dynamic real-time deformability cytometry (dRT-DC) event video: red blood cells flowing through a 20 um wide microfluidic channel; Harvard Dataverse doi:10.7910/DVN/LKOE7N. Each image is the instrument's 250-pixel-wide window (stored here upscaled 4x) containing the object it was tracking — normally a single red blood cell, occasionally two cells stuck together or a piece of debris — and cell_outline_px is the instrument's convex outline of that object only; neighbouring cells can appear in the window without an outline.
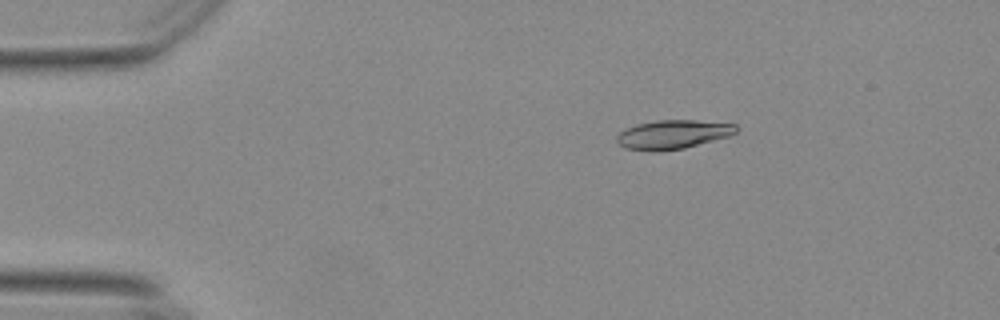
{"species": "Egyptian fruit bat (a non-hibernating species)", "species_latin": "Rousettus aegyptiacus", "temperature_condition": "warm", "stored_images_in_passage": 48, "camera_frame_rate_fps": 3000, "um_per_image_px": 0.085, "animal": {"sex": "female"}, "frame": {"image": 1, "passage_image": 2, "time_ms": 0.333, "image_size_px": [1000, 320], "cell_outline_px": [[736, 132], [728, 136], [684, 148], [660, 152], [656, 152], [624, 148], [616, 140], [616, 136], [620, 132], [636, 124], [656, 120], [696, 120], [736, 124]], "centroid_in_image_um": [57.16, 11.43], "position_along_channel_um": 27.8, "area_um2": 20.06}}
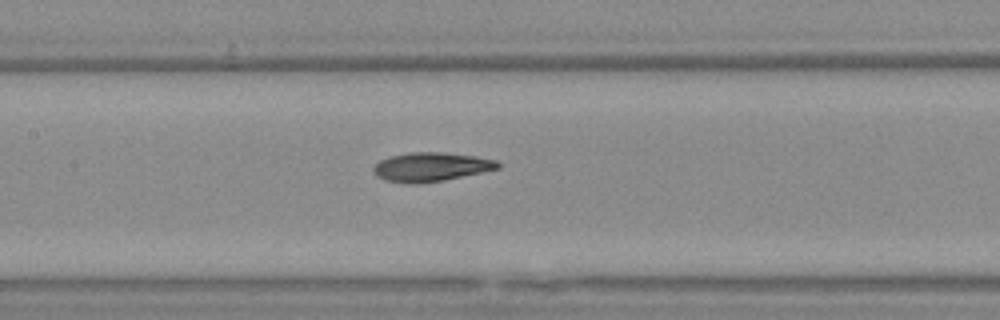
{"frame": {"image": 2, "passage_image": 19, "time_ms": 6.0, "image_size_px": [1000, 320], "cell_outline_px": [[500, 168], [444, 180], [384, 180], [376, 176], [372, 172], [372, 168], [380, 160], [388, 156], [408, 152], [444, 152], [476, 156], [496, 160], [500, 164]], "centroid_in_image_um": [36.65, 14.12], "position_along_channel_um": 170.7, "area_um2": 20.23}}
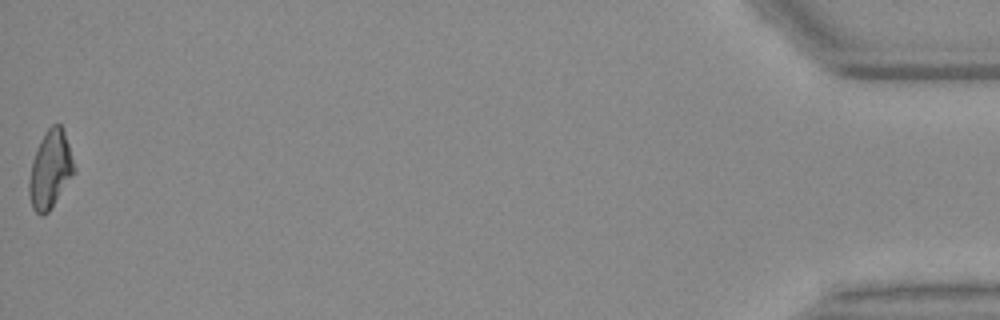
{"frame": {"image": 3, "passage_image": 48, "time_ms": 15.667, "image_size_px": [1000, 320], "cell_outline_px": [[76, 172], [48, 212], [44, 216], [40, 216], [32, 208], [28, 192], [28, 180], [32, 160], [40, 140], [44, 132], [52, 124], [60, 124], [64, 132], [76, 168]], "centroid_in_image_um": [4.26, 14.43], "position_along_channel_um": 430.9, "area_um2": 20.52}, "authors_computed_cell_mechanics": {"area_um2": 20.2878, "velocity_mm_per_s": 3.6975, "shape_relaxation_time_tau1_ms": 10.6301, "shape_relaxation_time_tau2_ms": 3.4675, "deformation_change_tau1": 0.2523, "deformation_change_tau2": 0.1058}}